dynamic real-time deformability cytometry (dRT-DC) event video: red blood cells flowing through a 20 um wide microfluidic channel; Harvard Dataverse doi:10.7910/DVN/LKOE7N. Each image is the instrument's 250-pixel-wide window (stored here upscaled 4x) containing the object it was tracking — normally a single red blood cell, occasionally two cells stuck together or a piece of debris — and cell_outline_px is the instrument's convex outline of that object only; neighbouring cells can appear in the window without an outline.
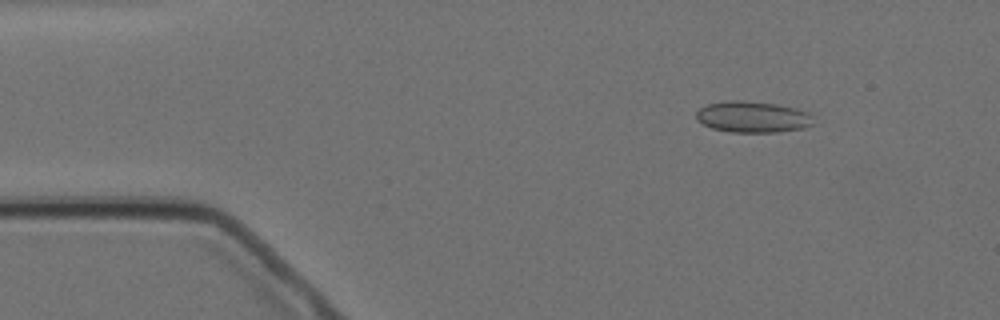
{"species": "Egyptian fruit bat (a non-hibernating species)", "species_latin": "Rousettus aegyptiacus", "temperature_condition": "cold", "stored_images_in_passage": 10, "camera_frame_rate_fps": 3000, "um_per_image_px": 0.085, "animal": {"sex": "female"}, "frame": {"image": 1, "passage_image": 1, "time_ms": 0.0, "image_size_px": [1000, 320], "cell_outline_px": [[812, 124], [804, 128], [776, 132], [732, 132], [712, 128], [696, 120], [696, 112], [700, 108], [708, 104], [732, 100], [744, 100], [776, 104], [796, 108], [808, 112], [812, 116]], "centroid_in_image_um": [63.97, 9.93], "position_along_channel_um": 21.0, "area_um2": 21.27}}
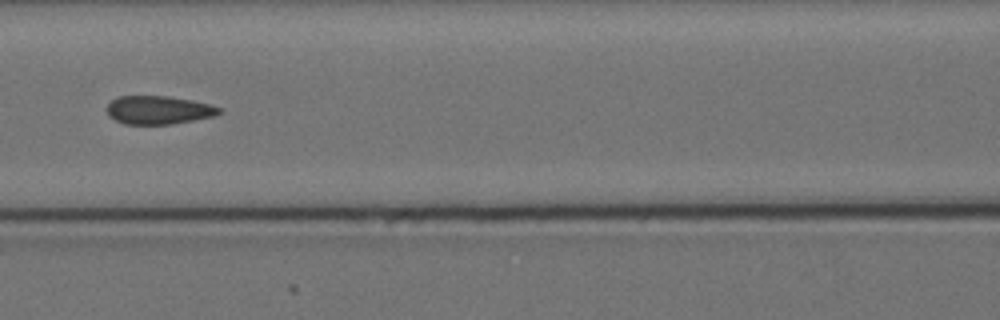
{"frame": {"image": 2, "passage_image": 6, "time_ms": 5.667, "image_size_px": [1000, 320], "cell_outline_px": [[224, 112], [216, 116], [172, 124], [124, 124], [108, 116], [108, 104], [112, 100], [120, 96], [168, 96], [192, 100], [224, 108]], "centroid_in_image_um": [13.54, 9.35], "position_along_channel_um": 153.1, "area_um2": 18.67}}
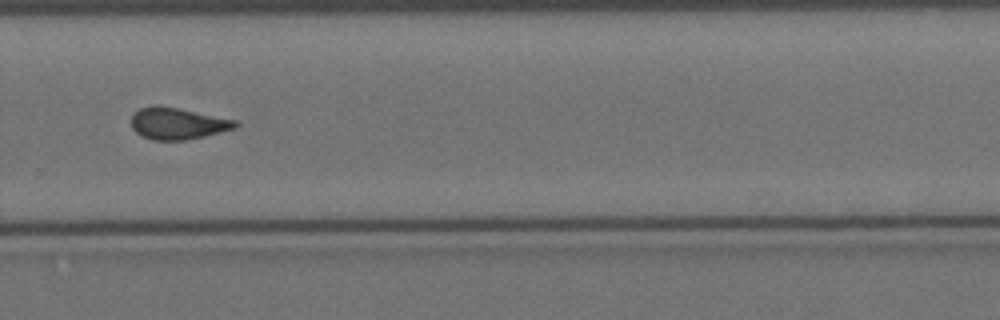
{"frame": {"image": 3, "passage_image": 10, "time_ms": 10.333, "image_size_px": [1000, 320], "cell_outline_px": [[240, 124], [236, 128], [188, 140], [152, 140], [140, 136], [132, 128], [132, 116], [140, 108], [152, 104], [160, 104], [180, 108], [236, 120]], "centroid_in_image_um": [15.09, 10.48], "position_along_channel_um": 314.7, "area_um2": 19.48}}